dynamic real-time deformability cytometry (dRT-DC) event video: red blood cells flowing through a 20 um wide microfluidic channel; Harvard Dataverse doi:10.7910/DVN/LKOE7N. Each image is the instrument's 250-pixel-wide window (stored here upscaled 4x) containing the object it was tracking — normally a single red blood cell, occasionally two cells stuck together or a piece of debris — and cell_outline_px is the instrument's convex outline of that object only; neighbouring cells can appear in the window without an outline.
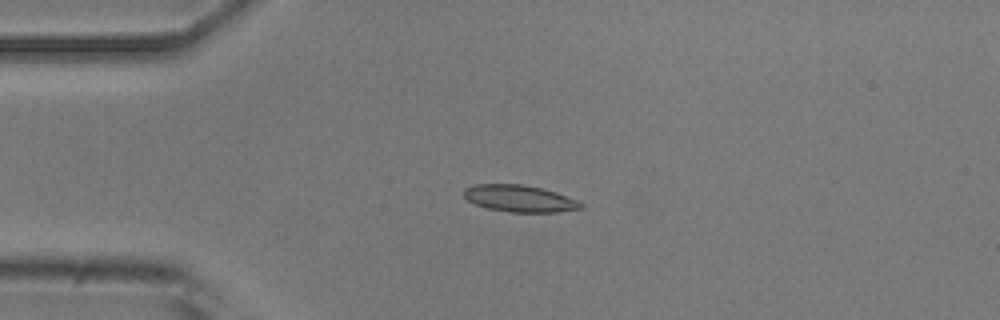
{"species": "common noctule bat (a hibernating species)", "species_latin": "Nyctalus noctula", "temperature_condition": "room temperature", "stored_images_in_passage": 5, "camera_frame_rate_fps": 3000, "um_per_image_px": 0.085, "animal": {"sex": "male", "body_mass_g": 20.5, "forearm_length_mm": 52.5}, "frame": {"image": 1, "passage_image": 4, "time_ms": 1.0, "image_size_px": [1000, 320], "cell_outline_px": [[584, 208], [556, 212], [508, 212], [488, 208], [476, 204], [468, 200], [464, 196], [464, 188], [476, 184], [524, 184], [556, 192], [576, 200], [584, 204]], "centroid_in_image_um": [44.17, 16.87], "position_along_channel_um": 40.8, "area_um2": 18.21}}